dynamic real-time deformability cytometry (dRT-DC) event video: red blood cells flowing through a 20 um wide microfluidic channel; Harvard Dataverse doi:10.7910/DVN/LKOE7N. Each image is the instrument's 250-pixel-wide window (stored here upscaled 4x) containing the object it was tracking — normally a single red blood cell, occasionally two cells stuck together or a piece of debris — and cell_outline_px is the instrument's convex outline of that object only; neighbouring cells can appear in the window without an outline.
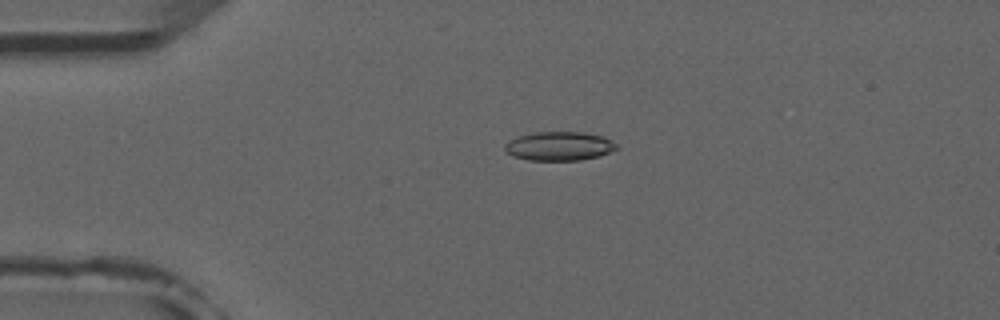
{"species": "common noctule bat (a hibernating species)", "species_latin": "Nyctalus noctula", "temperature_condition": "room temperature", "stored_images_in_passage": 4, "camera_frame_rate_fps": 3000, "um_per_image_px": 0.085, "animal": {"sex": "male", "forearm_length_mm": 52.5}, "frame": {"image": 1, "passage_image": 3, "time_ms": 3.333, "image_size_px": [1000, 320], "cell_outline_px": [[620, 148], [600, 156], [580, 160], [528, 160], [512, 156], [504, 148], [504, 144], [520, 136], [532, 132], [584, 132], [604, 136], [616, 144]], "centroid_in_image_um": [47.57, 12.42], "position_along_channel_um": 37.4, "area_um2": 18.84}}